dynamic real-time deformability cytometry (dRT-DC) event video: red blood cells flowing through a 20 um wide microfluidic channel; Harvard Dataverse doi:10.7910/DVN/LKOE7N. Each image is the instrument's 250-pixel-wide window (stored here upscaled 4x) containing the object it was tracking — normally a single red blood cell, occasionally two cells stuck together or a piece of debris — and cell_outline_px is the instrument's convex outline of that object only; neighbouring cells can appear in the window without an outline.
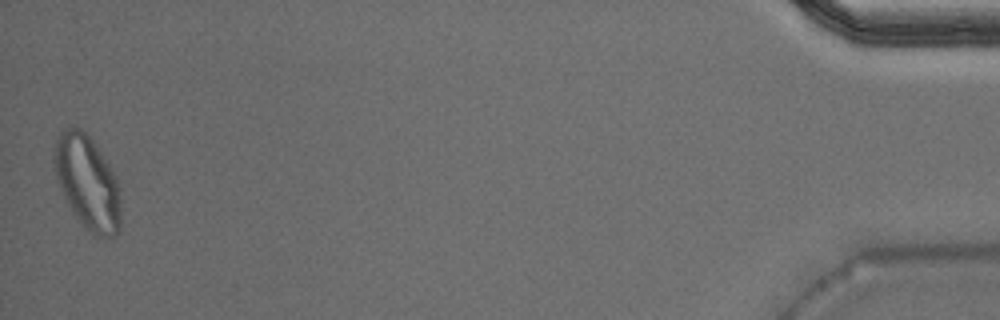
{"species": "Egyptian fruit bat (a non-hibernating species)", "species_latin": "Rousettus aegyptiacus", "temperature_condition": "warm", "stored_images_in_passage": 45, "camera_frame_rate_fps": 3000, "um_per_image_px": 0.085, "animal": {"sex": "male"}, "frame": {"image": 1, "passage_image": 45, "time_ms": 14.667, "image_size_px": [1000, 320], "cell_outline_px": [[120, 232], [116, 236], [92, 236], [72, 212], [68, 204], [56, 176], [52, 160], [52, 156], [56, 140], [60, 132], [68, 124], [80, 128], [92, 140], [108, 164], [120, 188]], "centroid_in_image_um": [7.42, 15.5], "position_along_channel_um": 427.8, "area_um2": 36.41}, "authors_computed_cell_mechanics": {"area_um2": 20.7502, "velocity_mm_per_s": 3.9598, "shape_relaxation_time_tau1_ms": 8.4395, "shape_relaxation_time_tau2_ms": 1.0, "deformation_change_tau1": 0.2537, "deformation_change_tau2": 0.0709}}